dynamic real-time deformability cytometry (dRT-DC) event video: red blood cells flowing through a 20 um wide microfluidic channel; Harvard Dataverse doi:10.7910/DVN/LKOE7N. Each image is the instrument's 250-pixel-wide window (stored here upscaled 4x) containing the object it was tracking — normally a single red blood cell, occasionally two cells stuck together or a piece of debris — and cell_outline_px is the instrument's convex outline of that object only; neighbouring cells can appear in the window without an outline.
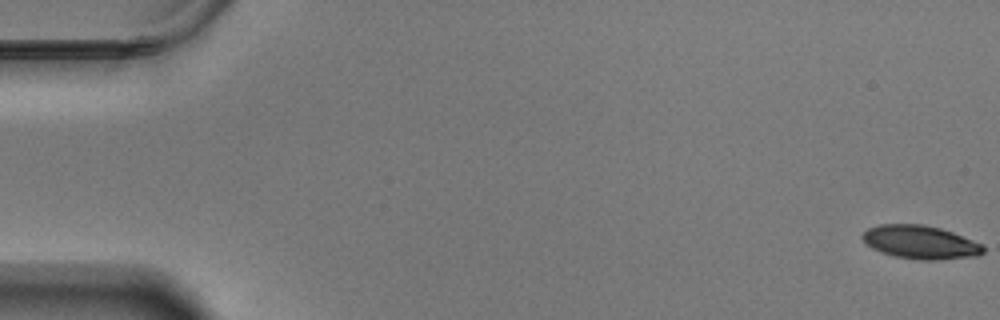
{"species": "Egyptian fruit bat (a non-hibernating species)", "species_latin": "Rousettus aegyptiacus", "temperature_condition": "warm", "stored_images_in_passage": 60, "camera_frame_rate_fps": 3000, "um_per_image_px": 0.085, "animal": {"sex": "male"}, "frame": {"image": 1, "passage_image": 1, "time_ms": 0.0, "image_size_px": [1000, 320], "cell_outline_px": [[984, 252], [976, 256], [936, 260], [920, 260], [896, 256], [880, 252], [872, 248], [860, 236], [868, 228], [880, 224], [924, 224], [940, 228], [952, 232], [984, 244]], "centroid_in_image_um": [78.25, 20.58], "position_along_channel_um": 6.8, "area_um2": 23.52}}
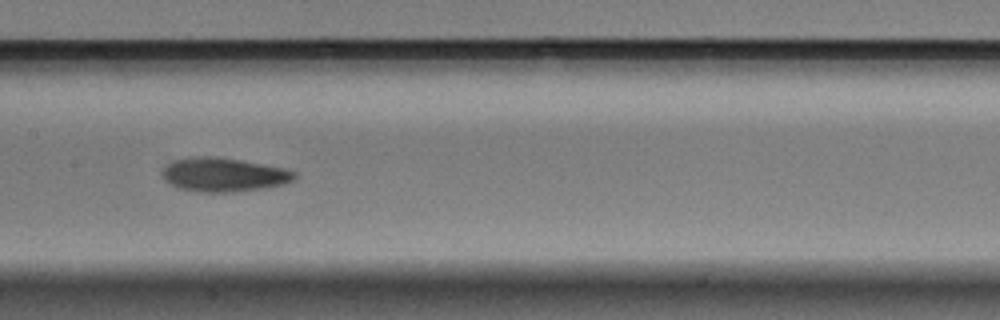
{"frame": {"image": 2, "passage_image": 30, "time_ms": 9.667, "image_size_px": [1000, 320], "cell_outline_px": [[296, 176], [292, 180], [284, 184], [264, 188], [232, 192], [196, 192], [176, 188], [164, 180], [160, 172], [172, 160], [196, 156], [208, 156], [240, 160], [284, 168], [296, 172]], "centroid_in_image_um": [18.96, 14.86], "position_along_channel_um": 188.4, "area_um2": 26.18}}
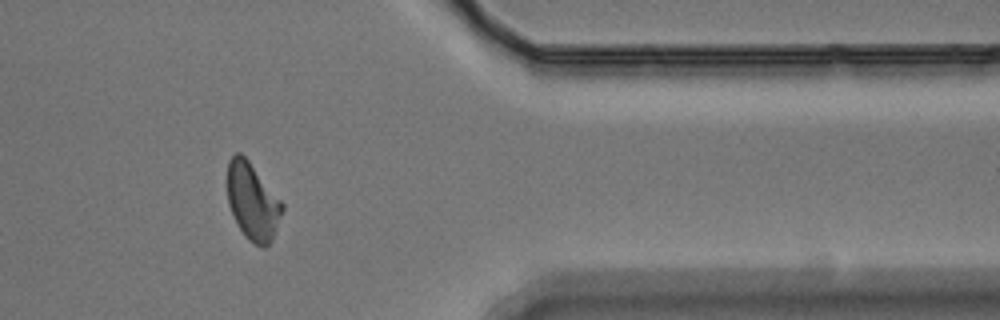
{"frame": {"image": 3, "passage_image": 49, "time_ms": 16.0, "image_size_px": [1000, 320], "cell_outline_px": [[284, 208], [272, 240], [264, 248], [248, 240], [244, 236], [228, 204], [228, 160], [236, 152], [240, 152], [248, 160], [284, 204]], "centroid_in_image_um": [21.47, 17.13], "position_along_channel_um": 389.9, "area_um2": 24.28}, "authors_computed_cell_mechanics": {"area_um2": 24.565, "velocity_mm_per_s": 3.4727, "shape_relaxation_time_tau1_ms": 4.1068, "shape_relaxation_time_tau2_ms": 3.5589, "deformation_change_tau1": 0.1297, "deformation_change_tau2": 0.0969}}